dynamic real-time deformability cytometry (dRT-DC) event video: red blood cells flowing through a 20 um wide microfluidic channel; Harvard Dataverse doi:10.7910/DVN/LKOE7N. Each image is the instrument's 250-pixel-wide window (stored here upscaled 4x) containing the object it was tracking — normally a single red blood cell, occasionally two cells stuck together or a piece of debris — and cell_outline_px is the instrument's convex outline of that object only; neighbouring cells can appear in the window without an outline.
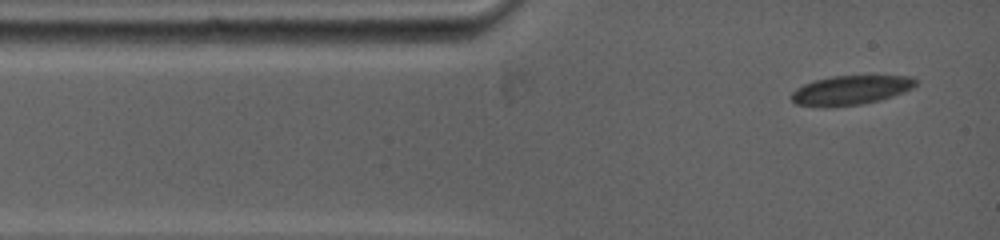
{"species": "common noctule bat (a hibernating species)", "species_latin": "Nyctalus noctula", "temperature_condition": "warm", "stored_images_in_passage": 3, "camera_frame_rate_fps": 5000, "um_per_image_px": 0.085, "animal": {"sex": "female", "body_mass_g": 19.0, "forearm_length_mm": 53.3}, "frame": {"image": 1, "passage_image": 1, "time_ms": 0.0, "image_size_px": [1000, 240], "cell_outline_px": [[916, 84], [912, 88], [904, 92], [880, 100], [860, 104], [824, 108], [796, 104], [792, 100], [792, 92], [796, 88], [804, 84], [816, 80], [832, 76], [912, 76], [916, 80]], "centroid_in_image_um": [72.29, 7.67], "position_along_channel_um": 12.7, "area_um2": 21.15}}